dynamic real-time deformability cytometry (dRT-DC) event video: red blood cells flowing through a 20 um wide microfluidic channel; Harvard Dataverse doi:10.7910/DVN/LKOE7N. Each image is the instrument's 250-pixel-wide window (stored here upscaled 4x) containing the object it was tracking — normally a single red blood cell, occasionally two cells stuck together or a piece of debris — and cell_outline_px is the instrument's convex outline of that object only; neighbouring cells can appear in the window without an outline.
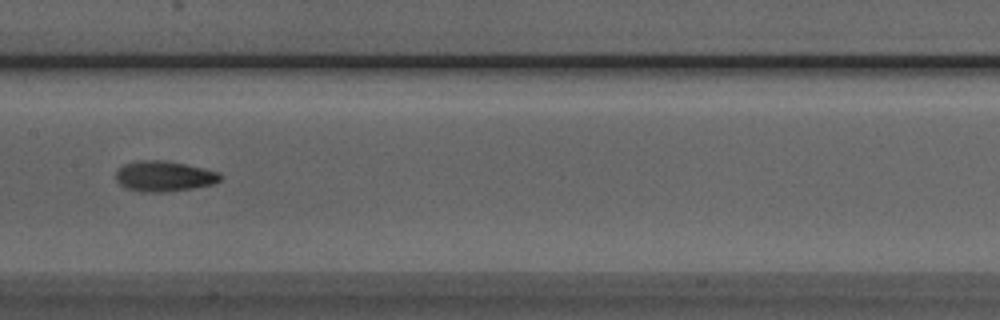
{"species": "Egyptian fruit bat (a non-hibernating species)", "species_latin": "Rousettus aegyptiacus", "temperature_condition": "room temperature", "stored_images_in_passage": 8, "camera_frame_rate_fps": 3000, "um_per_image_px": 0.085, "animal": {"sex": "male"}, "frame": {"image": 1, "passage_image": 8, "time_ms": 2.333, "image_size_px": [1000, 320], "cell_outline_px": [[224, 176], [220, 180], [212, 184], [192, 188], [164, 192], [140, 192], [124, 188], [116, 180], [116, 172], [124, 164], [140, 160], [164, 160], [204, 168], [220, 172]], "centroid_in_image_um": [13.95, 14.98], "position_along_channel_um": 193.5, "area_um2": 18.61}}